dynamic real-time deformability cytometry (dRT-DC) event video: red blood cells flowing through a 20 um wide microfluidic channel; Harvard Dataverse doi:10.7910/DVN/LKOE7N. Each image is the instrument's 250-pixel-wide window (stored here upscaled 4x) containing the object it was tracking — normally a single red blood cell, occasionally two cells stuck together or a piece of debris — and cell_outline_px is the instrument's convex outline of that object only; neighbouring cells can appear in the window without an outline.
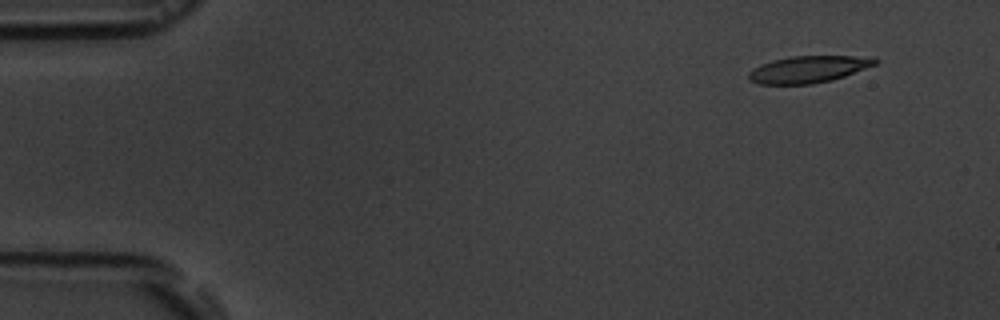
{"species": "common noctule bat (a hibernating species)", "species_latin": "Nyctalus noctula", "temperature_condition": "room temperature", "stored_images_in_passage": 6, "segment_of_instrument_passage": [2, 2], "camera_frame_rate_fps": 3000, "um_per_image_px": 0.085, "animal": {"sex": "male", "body_mass_g": 19.5, "forearm_length_mm": 54.6}, "frame": {"image": 1, "passage_image": 6, "time_ms": 6.667, "image_size_px": [1000, 320], "cell_outline_px": [[880, 60], [876, 64], [844, 76], [832, 80], [812, 84], [760, 84], [748, 80], [748, 72], [752, 68], [760, 64], [772, 60], [792, 56], [876, 56]], "centroid_in_image_um": [68.72, 5.88], "position_along_channel_um": 16.3, "area_um2": 20.0}}